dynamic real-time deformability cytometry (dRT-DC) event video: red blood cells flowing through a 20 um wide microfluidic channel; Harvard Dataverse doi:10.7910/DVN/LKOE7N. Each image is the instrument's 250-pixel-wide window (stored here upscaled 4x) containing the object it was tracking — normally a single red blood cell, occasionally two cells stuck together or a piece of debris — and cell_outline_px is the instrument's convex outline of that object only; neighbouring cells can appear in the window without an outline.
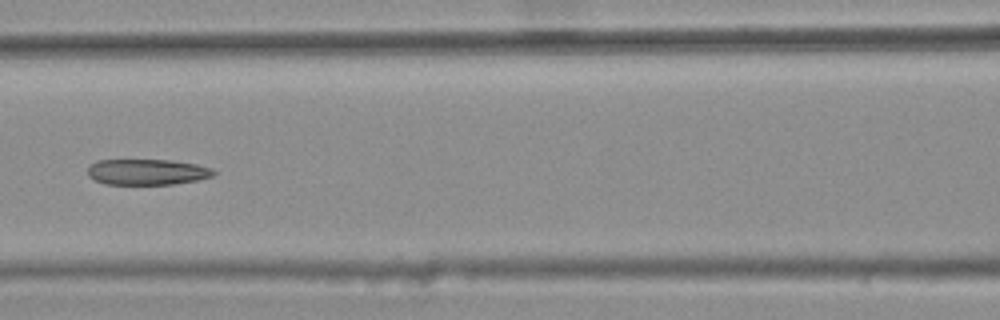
{"species": "common noctule bat (a hibernating species)", "species_latin": "Nyctalus noctula", "temperature_condition": "warm", "stored_images_in_passage": 7, "camera_frame_rate_fps": 3000, "um_per_image_px": 0.085, "animal": {"sex": "female", "body_mass_g": 25.1}, "frame": {"image": 1, "passage_image": 7, "time_ms": 2.0, "image_size_px": [1000, 320], "cell_outline_px": [[216, 172], [212, 176], [196, 180], [172, 184], [104, 184], [88, 176], [88, 164], [96, 160], [172, 160], [196, 164], [212, 168]], "centroid_in_image_um": [12.47, 14.61], "position_along_channel_um": 154.1, "area_um2": 18.96}}